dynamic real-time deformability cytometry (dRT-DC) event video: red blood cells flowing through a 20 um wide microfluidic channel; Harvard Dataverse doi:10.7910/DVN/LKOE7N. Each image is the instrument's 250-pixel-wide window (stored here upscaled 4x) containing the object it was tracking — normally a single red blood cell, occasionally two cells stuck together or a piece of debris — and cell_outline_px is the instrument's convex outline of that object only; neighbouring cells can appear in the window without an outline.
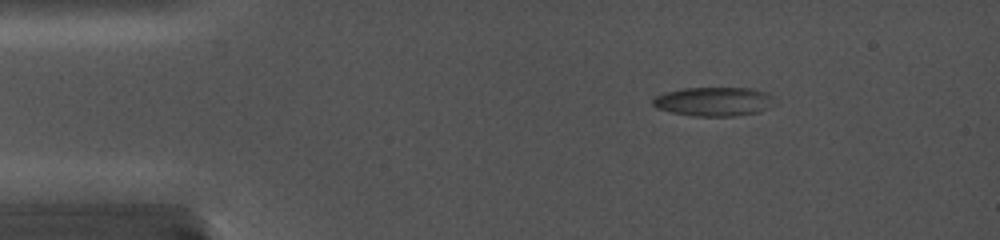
{"species": "common noctule bat (a hibernating species)", "species_latin": "Nyctalus noctula", "temperature_condition": "cold", "stored_images_in_passage": 72, "camera_frame_rate_fps": 5000, "um_per_image_px": 0.085, "animal": {"sex": "female", "body_mass_g": 19.0, "forearm_length_mm": 56.7}, "frame": {"image": 1, "passage_image": 1, "time_ms": 0.0, "image_size_px": [1000, 240], "cell_outline_px": [[776, 104], [760, 112], [736, 116], [692, 116], [672, 112], [656, 108], [652, 104], [652, 100], [656, 96], [664, 92], [680, 88], [752, 88], [764, 92], [772, 96]], "centroid_in_image_um": [60.68, 8.63], "position_along_channel_um": 24.3, "area_um2": 20.81}}
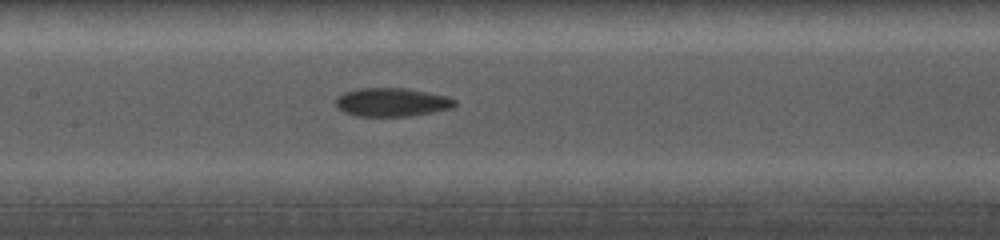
{"frame": {"image": 2, "passage_image": 31, "time_ms": 6.0, "image_size_px": [1000, 240], "cell_outline_px": [[456, 104], [452, 108], [412, 116], [356, 116], [344, 112], [336, 108], [336, 100], [344, 92], [364, 88], [404, 88], [444, 96], [456, 100]], "centroid_in_image_um": [33.29, 8.7], "position_along_channel_um": 174.1, "area_um2": 19.54}}
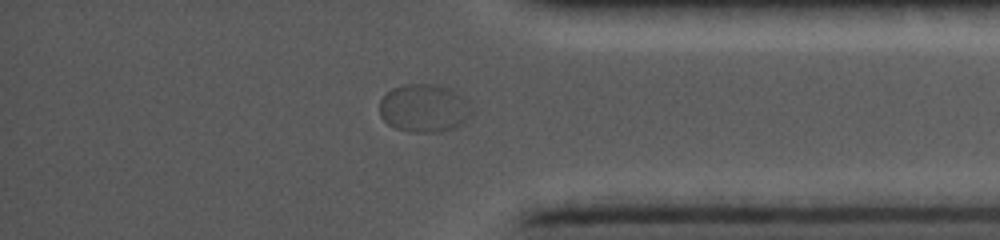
{"frame": {"image": 3, "passage_image": 62, "time_ms": 12.2, "image_size_px": [1000, 240], "cell_outline_px": [[472, 116], [460, 128], [440, 132], [408, 132], [396, 128], [388, 124], [380, 116], [380, 100], [392, 88], [408, 84], [428, 84], [440, 88], [472, 112]], "centroid_in_image_um": [35.92, 9.29], "position_along_channel_um": 399.3, "area_um2": 24.57}}